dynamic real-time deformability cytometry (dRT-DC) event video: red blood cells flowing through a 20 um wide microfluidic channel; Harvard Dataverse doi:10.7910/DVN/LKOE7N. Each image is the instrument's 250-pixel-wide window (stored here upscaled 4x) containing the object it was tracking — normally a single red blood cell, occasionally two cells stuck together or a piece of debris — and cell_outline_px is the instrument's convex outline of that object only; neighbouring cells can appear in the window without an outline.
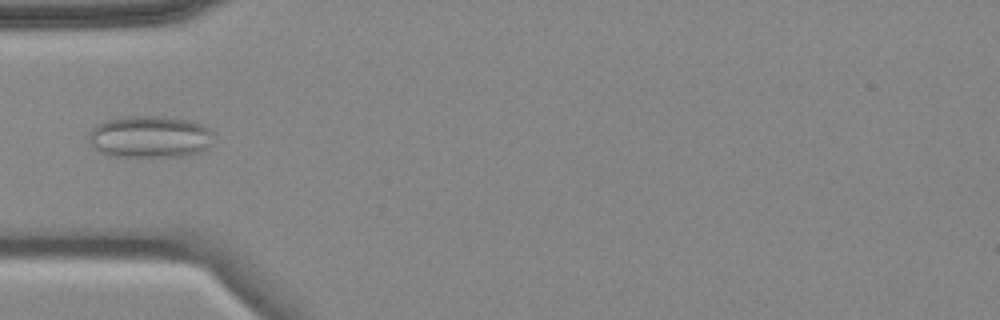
{"species": "common noctule bat (a hibernating species)", "species_latin": "Nyctalus noctula", "temperature_condition": "cold", "stored_images_in_passage": 6, "camera_frame_rate_fps": 3000, "um_per_image_px": 0.085, "animal": {"sex": "female", "body_mass_g": 18.4}, "frame": {"image": 1, "passage_image": 4, "time_ms": 5.0, "image_size_px": [1000, 320], "cell_outline_px": [[212, 144], [200, 152], [180, 156], [108, 156], [100, 152], [88, 144], [88, 140], [92, 128], [108, 120], [124, 116], [160, 116], [188, 120], [200, 124], [212, 132]], "centroid_in_image_um": [12.71, 11.63], "position_along_channel_um": 72.3, "area_um2": 30.4}}